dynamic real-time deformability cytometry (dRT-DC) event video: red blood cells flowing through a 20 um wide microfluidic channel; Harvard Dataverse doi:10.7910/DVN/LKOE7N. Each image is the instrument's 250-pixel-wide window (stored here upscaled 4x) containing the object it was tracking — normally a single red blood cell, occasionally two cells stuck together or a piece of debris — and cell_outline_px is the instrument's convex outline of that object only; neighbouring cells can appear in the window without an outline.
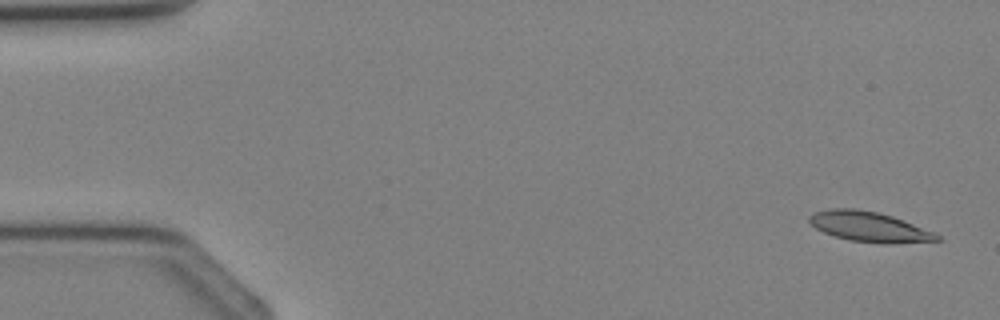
{"species": "Egyptian fruit bat (a non-hibernating species)", "species_latin": "Rousettus aegyptiacus", "temperature_condition": "cold", "stored_images_in_passage": 4, "segment_of_instrument_passage": [2, 2], "camera_frame_rate_fps": 3000, "um_per_image_px": 0.085, "animal": {"sex": "female"}, "frame": {"image": 1, "passage_image": 4, "time_ms": 4.333, "image_size_px": [1000, 320], "cell_outline_px": [[944, 240], [888, 244], [880, 244], [848, 240], [824, 232], [816, 228], [808, 220], [808, 216], [812, 212], [832, 208], [856, 208], [876, 212], [892, 216], [936, 232]], "centroid_in_image_um": [73.91, 19.28], "position_along_channel_um": 11.1, "area_um2": 22.6}}